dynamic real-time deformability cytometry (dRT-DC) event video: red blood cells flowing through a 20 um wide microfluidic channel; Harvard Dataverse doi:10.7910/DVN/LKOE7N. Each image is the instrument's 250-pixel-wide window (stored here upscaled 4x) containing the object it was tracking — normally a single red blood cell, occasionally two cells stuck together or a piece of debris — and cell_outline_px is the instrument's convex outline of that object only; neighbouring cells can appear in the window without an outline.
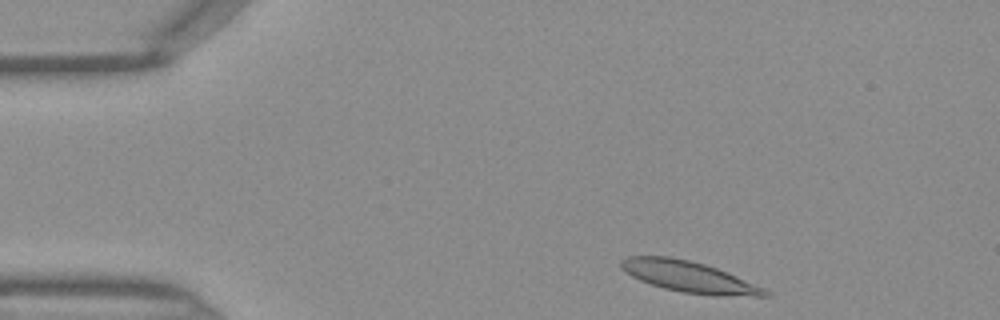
{"species": "Egyptian fruit bat (a non-hibernating species)", "species_latin": "Rousettus aegyptiacus", "temperature_condition": "warm", "stored_images_in_passage": 34, "camera_frame_rate_fps": 3000, "um_per_image_px": 0.085, "frame": {"image": 1, "passage_image": 2, "time_ms": 0.333, "image_size_px": [1000, 320], "cell_outline_px": [[772, 296], [712, 296], [680, 292], [664, 288], [640, 280], [624, 272], [620, 268], [620, 260], [628, 256], [668, 256], [688, 260], [704, 264], [716, 268], [764, 288], [772, 292]], "centroid_in_image_um": [58.55, 23.54], "position_along_channel_um": 26.4, "area_um2": 26.07}}
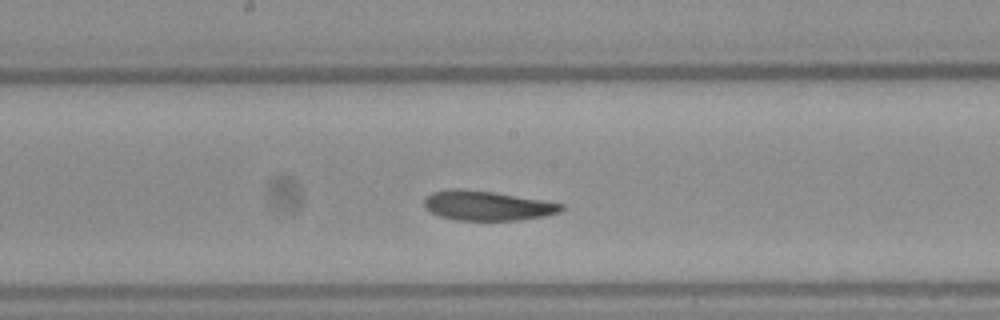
{"frame": {"image": 2, "passage_image": 19, "time_ms": 6.0, "image_size_px": [1000, 320], "cell_outline_px": [[564, 208], [560, 212], [544, 216], [516, 220], [456, 220], [440, 216], [424, 208], [424, 200], [432, 192], [448, 188], [464, 188], [492, 192], [544, 200], [564, 204]], "centroid_in_image_um": [41.39, 17.47], "position_along_channel_um": 206.8, "area_um2": 23.7}}
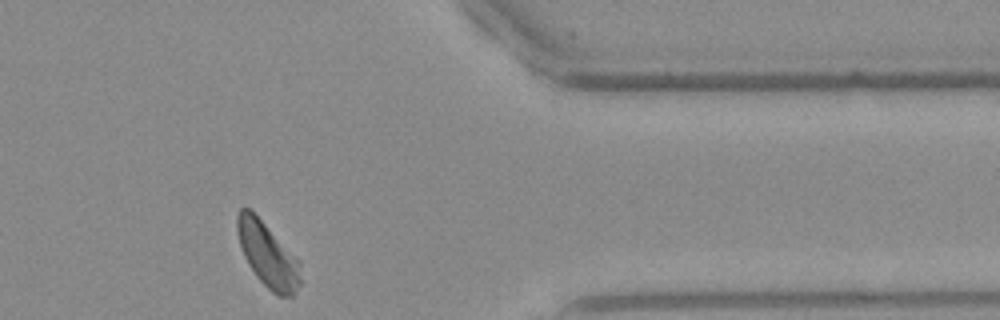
{"frame": {"image": 3, "passage_image": 33, "time_ms": 10.667, "image_size_px": [1000, 320], "cell_outline_px": [[300, 284], [296, 292], [292, 296], [276, 296], [256, 276], [248, 264], [244, 256], [240, 244], [236, 228], [236, 216], [240, 208], [248, 208], [300, 260]], "centroid_in_image_um": [22.76, 21.69], "position_along_channel_um": 388.6, "area_um2": 23.47}}